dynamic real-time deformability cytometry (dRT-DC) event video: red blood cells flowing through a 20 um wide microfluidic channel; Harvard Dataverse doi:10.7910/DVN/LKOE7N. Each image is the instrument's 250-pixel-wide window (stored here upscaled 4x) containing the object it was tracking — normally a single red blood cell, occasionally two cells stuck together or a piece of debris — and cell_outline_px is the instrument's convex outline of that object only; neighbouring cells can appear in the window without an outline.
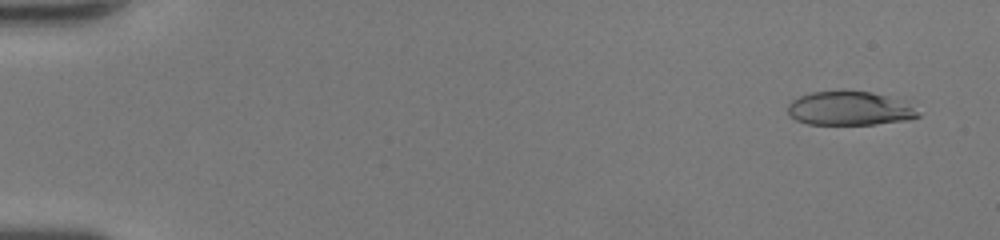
{"species": "human", "species_latin": "Homo sapiens", "temperature_condition": "room temperature", "stored_images_in_passage": 44, "camera_frame_rate_fps": 3000, "um_per_image_px": 0.085, "donor": {"sex": "female"}, "frame": {"image": 1, "passage_image": 3, "time_ms": 0.667, "image_size_px": [1000, 240], "cell_outline_px": [[920, 116], [908, 120], [876, 124], [808, 124], [796, 120], [788, 112], [788, 104], [792, 100], [800, 96], [812, 92], [872, 92], [888, 96], [912, 108]], "centroid_in_image_um": [72.15, 9.24], "position_along_channel_um": 12.8, "area_um2": 24.97}}
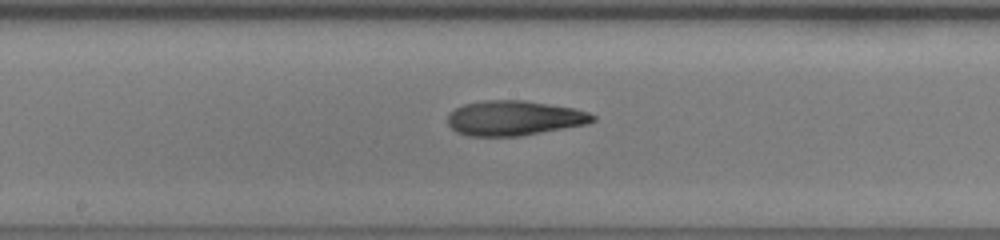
{"frame": {"image": 2, "passage_image": 28, "time_ms": 9.0, "image_size_px": [1000, 240], "cell_outline_px": [[596, 120], [584, 124], [520, 136], [468, 136], [456, 132], [448, 124], [448, 116], [456, 108], [464, 104], [484, 100], [524, 100], [572, 108], [588, 112], [596, 116]], "centroid_in_image_um": [43.68, 10.04], "position_along_channel_um": 204.5, "area_um2": 29.19}}
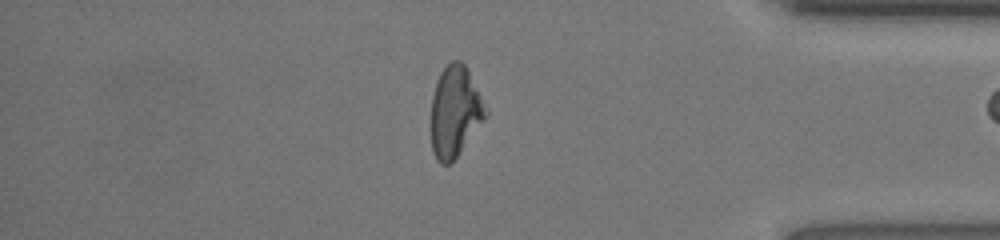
{"frame": {"image": 3, "passage_image": 43, "time_ms": 14.0, "image_size_px": [1000, 240], "cell_outline_px": [[488, 116], [456, 156], [448, 164], [440, 164], [436, 160], [432, 152], [432, 96], [436, 80], [440, 72], [452, 60], [460, 60], [464, 64], [488, 112]], "centroid_in_image_um": [38.66, 9.49], "position_along_channel_um": 396.5, "area_um2": 28.38}}